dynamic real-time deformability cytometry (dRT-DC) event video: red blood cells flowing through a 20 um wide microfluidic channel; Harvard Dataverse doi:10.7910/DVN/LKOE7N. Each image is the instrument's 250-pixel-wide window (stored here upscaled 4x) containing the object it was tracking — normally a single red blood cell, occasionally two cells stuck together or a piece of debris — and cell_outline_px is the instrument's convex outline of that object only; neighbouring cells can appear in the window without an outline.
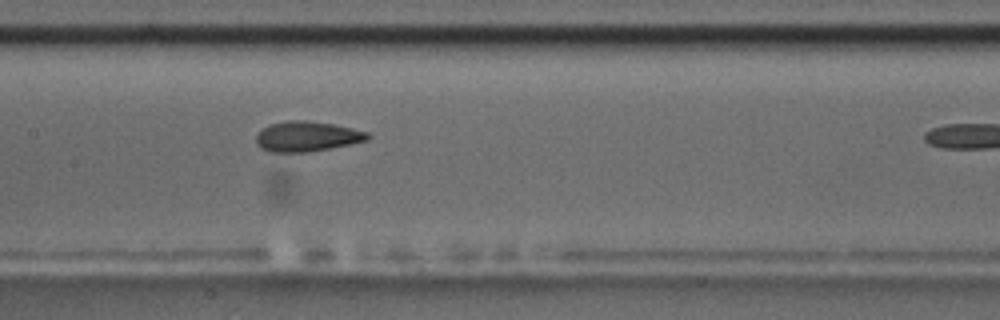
{"species": "common noctule bat (a hibernating species)", "species_latin": "Nyctalus noctula", "temperature_condition": "room temperature", "stored_images_in_passage": 5, "segment_of_instrument_passage": [1, 2], "camera_frame_rate_fps": 3000, "um_per_image_px": 0.085, "animal": {"sex": "male", "body_mass_g": 17.5, "forearm_length_mm": 52.3}, "frame": {"image": 1, "passage_image": 4, "time_ms": 3.333, "image_size_px": [1000, 320], "cell_outline_px": [[372, 136], [368, 140], [352, 144], [308, 152], [268, 152], [260, 148], [256, 144], [256, 136], [268, 124], [288, 120], [308, 120], [332, 124], [352, 128], [368, 132]], "centroid_in_image_um": [26.1, 11.6], "position_along_channel_um": 181.3, "area_um2": 19.77}}